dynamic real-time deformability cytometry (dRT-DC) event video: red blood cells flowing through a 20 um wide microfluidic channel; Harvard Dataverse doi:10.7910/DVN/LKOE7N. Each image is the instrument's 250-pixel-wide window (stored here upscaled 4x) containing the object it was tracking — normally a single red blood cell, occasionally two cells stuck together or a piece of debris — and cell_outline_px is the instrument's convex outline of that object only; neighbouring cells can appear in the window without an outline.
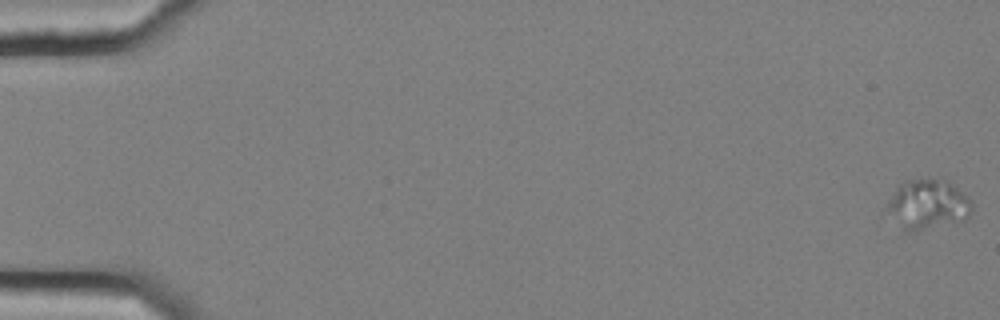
{"species": "common noctule bat (a hibernating species)", "species_latin": "Nyctalus noctula", "temperature_condition": "cold", "stored_images_in_passage": 33, "camera_frame_rate_fps": 3000, "um_per_image_px": 0.085, "animal": {"sex": "female", "body_mass_g": 25.1}, "frame": {"image": 1, "passage_image": 1, "time_ms": 0.0, "image_size_px": [1000, 320], "cell_outline_px": [[972, 208], [968, 216], [964, 220], [908, 232], [884, 208], [888, 200], [896, 188], [900, 184], [908, 180], [944, 180], [968, 196], [972, 200]], "centroid_in_image_um": [78.86, 17.37], "position_along_channel_um": 6.1, "area_um2": 23.87}}
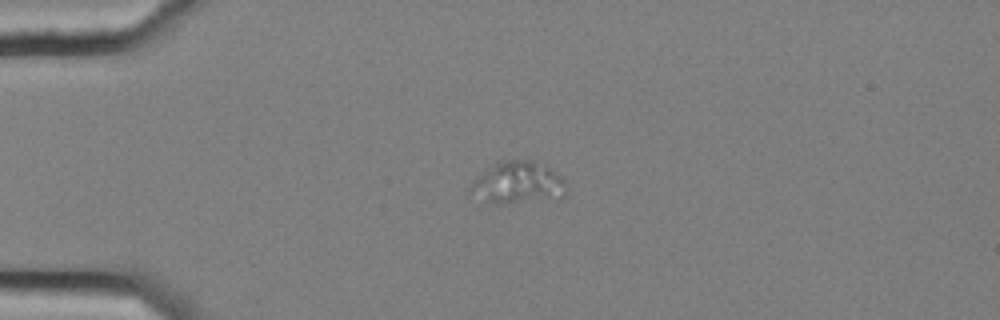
{"frame": {"image": 2, "passage_image": 15, "time_ms": 4.667, "image_size_px": [1000, 320], "cell_outline_px": [[568, 192], [560, 200], [500, 204], [496, 204], [468, 192], [468, 188], [484, 172], [496, 164], [504, 160], [532, 160], [548, 168], [560, 176], [564, 180], [568, 188]], "centroid_in_image_um": [44.12, 15.59], "position_along_channel_um": 40.9, "area_um2": 23.41}}
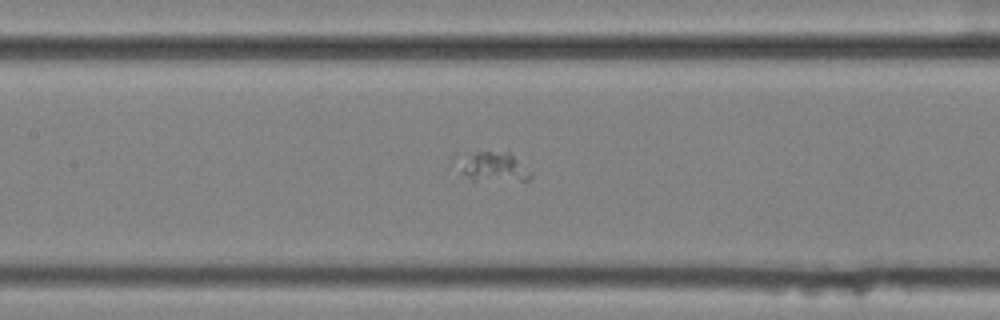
{"frame": {"image": 3, "passage_image": 28, "time_ms": 9.0, "image_size_px": [1000, 320], "cell_outline_px": [[532, 176], [528, 180], [448, 184], [444, 172], [452, 156], [456, 152], [508, 152], [532, 172]], "centroid_in_image_um": [41.23, 14.29], "position_along_channel_um": 166.2, "area_um2": 16.36}}